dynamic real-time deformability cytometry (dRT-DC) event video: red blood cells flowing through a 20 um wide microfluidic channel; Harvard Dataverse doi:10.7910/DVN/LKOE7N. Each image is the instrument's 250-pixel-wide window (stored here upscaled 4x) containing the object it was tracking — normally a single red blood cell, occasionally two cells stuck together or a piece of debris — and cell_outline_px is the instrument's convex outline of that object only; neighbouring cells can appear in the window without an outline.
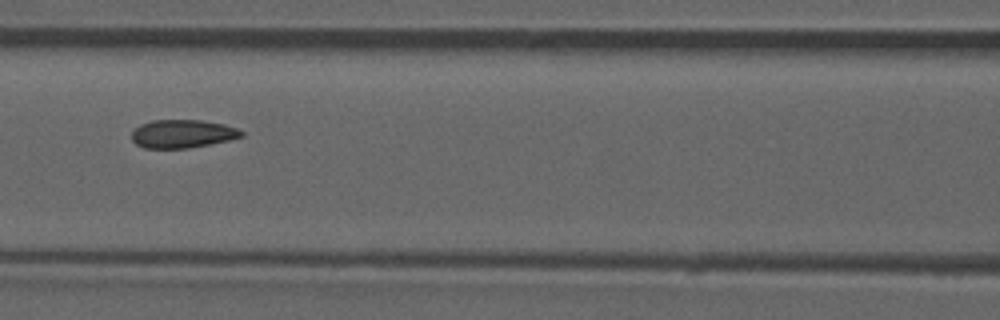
{"species": "common noctule bat (a hibernating species)", "species_latin": "Nyctalus noctula", "temperature_condition": "room temperature", "stored_images_in_passage": 52, "camera_frame_rate_fps": 3000, "um_per_image_px": 0.085, "animal": {"sex": "male", "forearm_length_mm": 52.5}, "frame": {"image": 1, "passage_image": 23, "time_ms": 7.333, "image_size_px": [1000, 320], "cell_outline_px": [[244, 136], [228, 140], [188, 148], [144, 148], [136, 144], [132, 140], [132, 132], [140, 124], [152, 120], [200, 120], [224, 124], [236, 128], [244, 132]], "centroid_in_image_um": [15.5, 11.37], "position_along_channel_um": 151.1, "area_um2": 17.98}, "authors_computed_cell_mechanics": {"area_um2": 18.7561, "velocity_mm_per_s": 3.8768, "shape_relaxation_time_tau1_ms": null, "shape_relaxation_time_tau2_ms": 1.7132, "deformation_change_tau1": null, "deformation_change_tau2": 0.0602}}